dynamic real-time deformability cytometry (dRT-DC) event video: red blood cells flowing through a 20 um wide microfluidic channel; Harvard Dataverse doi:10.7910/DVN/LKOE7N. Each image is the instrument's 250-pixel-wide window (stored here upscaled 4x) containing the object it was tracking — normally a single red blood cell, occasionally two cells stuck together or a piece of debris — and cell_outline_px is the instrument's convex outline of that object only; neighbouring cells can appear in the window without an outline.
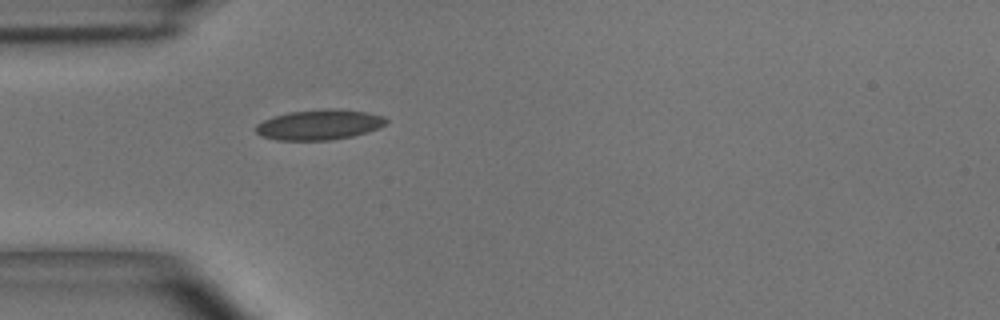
{"species": "common noctule bat (a hibernating species)", "species_latin": "Nyctalus noctula", "temperature_condition": "room temperature", "stored_images_in_passage": 1, "camera_frame_rate_fps": 3000, "um_per_image_px": 0.085, "animal": {"sex": "male", "body_mass_g": 15.6}, "frame": {"image": 1, "passage_image": 1, "time_ms": 0.0, "image_size_px": [1000, 320], "cell_outline_px": [[388, 120], [380, 128], [352, 136], [328, 140], [276, 140], [260, 136], [252, 128], [256, 124], [264, 120], [288, 112], [324, 108], [340, 108], [368, 112], [384, 116]], "centroid_in_image_um": [27.13, 10.59], "position_along_channel_um": 57.9, "area_um2": 23.24}}